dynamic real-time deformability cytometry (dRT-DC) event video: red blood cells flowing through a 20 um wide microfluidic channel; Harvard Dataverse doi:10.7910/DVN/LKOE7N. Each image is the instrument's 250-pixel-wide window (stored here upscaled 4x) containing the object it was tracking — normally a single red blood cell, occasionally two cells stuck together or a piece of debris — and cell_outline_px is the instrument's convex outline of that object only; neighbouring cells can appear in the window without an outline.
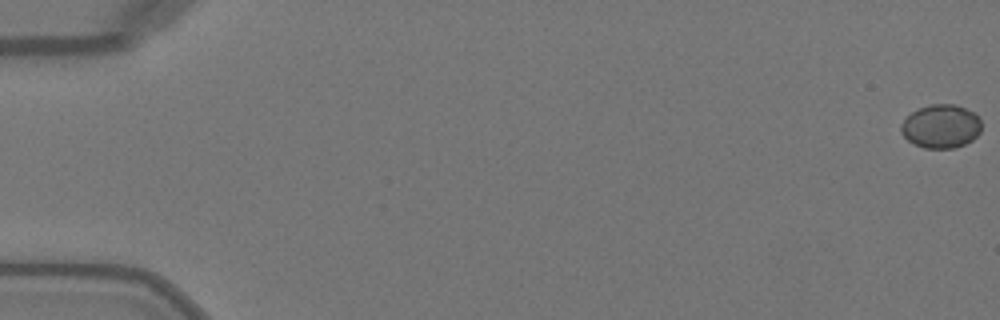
{"species": "Egyptian fruit bat (a non-hibernating species)", "species_latin": "Rousettus aegyptiacus", "temperature_condition": "warm", "stored_images_in_passage": 51, "camera_frame_rate_fps": 3000, "um_per_image_px": 0.085, "animal": {"sex": "female"}, "frame": {"image": 1, "passage_image": 1, "time_ms": 0.0, "image_size_px": [1000, 320], "cell_outline_px": [[980, 132], [972, 140], [956, 148], [924, 148], [912, 144], [900, 132], [900, 124], [916, 108], [932, 104], [956, 104], [972, 112], [980, 120]], "centroid_in_image_um": [79.94, 10.74], "position_along_channel_um": 5.1, "area_um2": 20.46}}
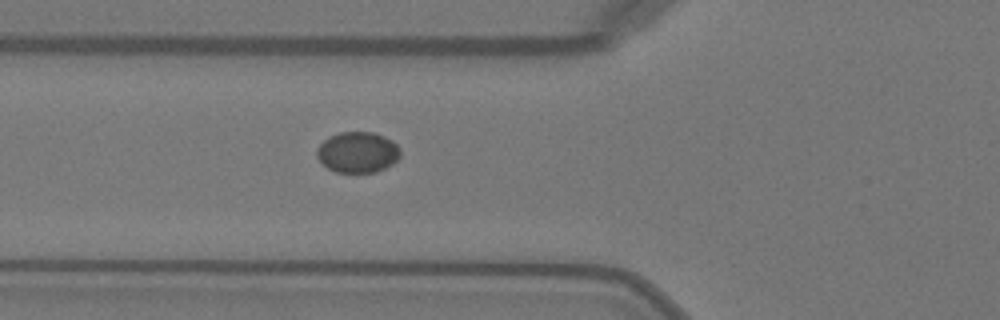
{"frame": {"image": 2, "passage_image": 20, "time_ms": 6.333, "image_size_px": [1000, 320], "cell_outline_px": [[400, 156], [392, 164], [376, 172], [336, 172], [328, 168], [316, 156], [316, 148], [328, 136], [340, 132], [376, 132], [392, 140], [400, 148]], "centroid_in_image_um": [30.4, 12.92], "position_along_channel_um": 95.4, "area_um2": 19.94}}
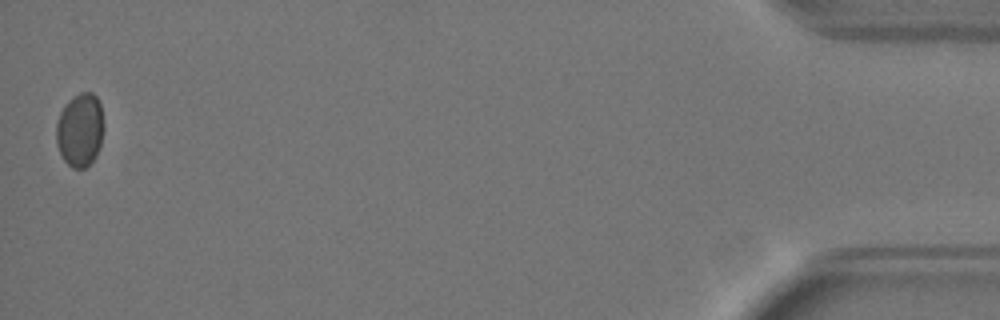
{"frame": {"image": 3, "passage_image": 51, "time_ms": 16.667, "image_size_px": [1000, 320], "cell_outline_px": [[104, 128], [100, 144], [96, 156], [84, 168], [72, 168], [64, 160], [56, 144], [56, 124], [60, 112], [64, 104], [72, 96], [80, 92], [92, 92], [96, 96], [100, 104], [104, 124]], "centroid_in_image_um": [6.79, 11.01], "position_along_channel_um": 428.4, "area_um2": 20.52}, "authors_computed_cell_mechanics": {"area_um2": 20.2878, "velocity_mm_per_s": 4.0659, "shape_relaxation_time_tau1_ms": 4.5744, "shape_relaxation_time_tau2_ms": null, "deformation_change_tau1": 0.0413, "deformation_change_tau2": null}}